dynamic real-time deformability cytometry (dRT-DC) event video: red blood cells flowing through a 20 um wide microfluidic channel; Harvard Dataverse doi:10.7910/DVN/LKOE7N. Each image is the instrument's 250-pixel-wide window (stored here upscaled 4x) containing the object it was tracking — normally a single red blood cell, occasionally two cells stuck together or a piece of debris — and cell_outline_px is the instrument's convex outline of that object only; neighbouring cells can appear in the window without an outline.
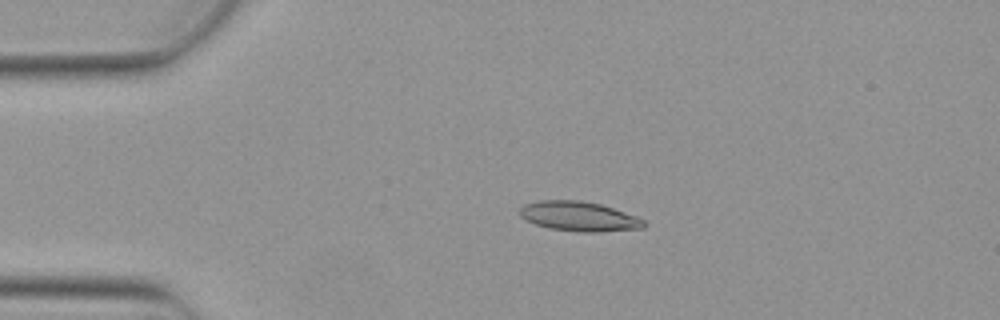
{"species": "Egyptian fruit bat (a non-hibernating species)", "species_latin": "Rousettus aegyptiacus", "temperature_condition": "warm", "stored_images_in_passage": 3, "camera_frame_rate_fps": 3000, "um_per_image_px": 0.085, "animal": {"sex": "female"}, "frame": {"image": 1, "passage_image": 1, "time_ms": 0.0, "image_size_px": [1000, 320], "cell_outline_px": [[644, 228], [596, 232], [576, 232], [548, 228], [536, 224], [520, 216], [520, 208], [524, 204], [540, 200], [580, 200], [600, 204], [636, 216], [644, 220]], "centroid_in_image_um": [49.2, 18.39], "position_along_channel_um": 35.8, "area_um2": 21.33}}